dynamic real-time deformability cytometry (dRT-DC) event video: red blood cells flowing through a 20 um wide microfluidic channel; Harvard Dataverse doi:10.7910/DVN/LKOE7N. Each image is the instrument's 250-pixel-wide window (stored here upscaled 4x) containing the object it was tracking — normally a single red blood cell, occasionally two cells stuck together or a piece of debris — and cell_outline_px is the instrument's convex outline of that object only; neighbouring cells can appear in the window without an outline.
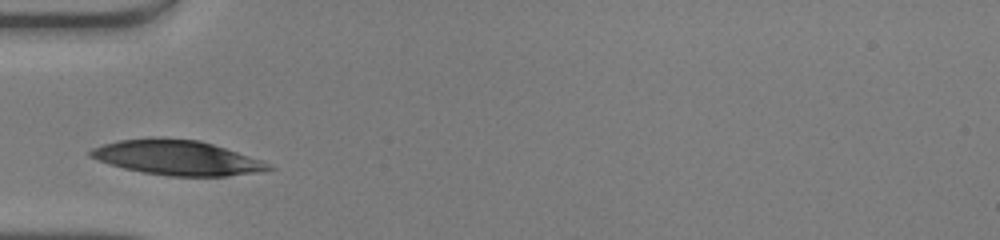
{"species": "human", "species_latin": "Homo sapiens", "temperature_condition": "warm", "stored_images_in_passage": 14, "camera_frame_rate_fps": 3000, "um_per_image_px": 0.085, "donor": {"sex": "male"}, "frame": {"image": 1, "passage_image": 1, "time_ms": 0.0, "image_size_px": [1000, 240], "cell_outline_px": [[276, 168], [264, 172], [228, 176], [168, 176], [144, 172], [124, 168], [108, 164], [88, 156], [88, 152], [92, 148], [104, 144], [120, 140], [152, 136], [200, 140], [272, 164]], "centroid_in_image_um": [15.05, 13.4], "position_along_channel_um": 69.9, "area_um2": 36.3}}
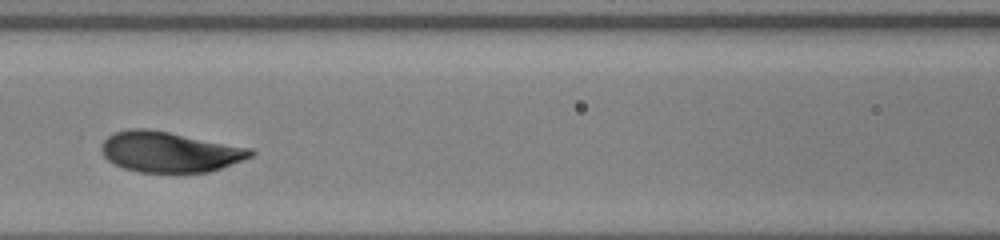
{"frame": {"image": 2, "passage_image": 7, "time_ms": 2.0, "image_size_px": [1000, 240], "cell_outline_px": [[256, 152], [252, 156], [220, 168], [208, 172], [140, 172], [124, 168], [108, 160], [104, 156], [100, 148], [100, 144], [108, 136], [116, 132], [128, 128], [144, 128], [168, 132], [256, 148]], "centroid_in_image_um": [14.44, 12.9], "position_along_channel_um": 152.2, "area_um2": 35.26}}
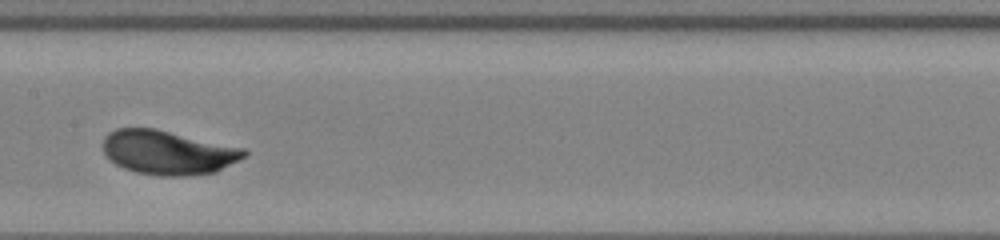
{"frame": {"image": 3, "passage_image": 10, "time_ms": 3.0, "image_size_px": [1000, 240], "cell_outline_px": [[248, 156], [216, 172], [192, 176], [160, 176], [136, 172], [124, 168], [116, 164], [104, 152], [104, 136], [108, 132], [116, 128], [156, 128], [244, 148], [248, 152]], "centroid_in_image_um": [14.32, 12.96], "position_along_channel_um": 193.1, "area_um2": 36.53}}